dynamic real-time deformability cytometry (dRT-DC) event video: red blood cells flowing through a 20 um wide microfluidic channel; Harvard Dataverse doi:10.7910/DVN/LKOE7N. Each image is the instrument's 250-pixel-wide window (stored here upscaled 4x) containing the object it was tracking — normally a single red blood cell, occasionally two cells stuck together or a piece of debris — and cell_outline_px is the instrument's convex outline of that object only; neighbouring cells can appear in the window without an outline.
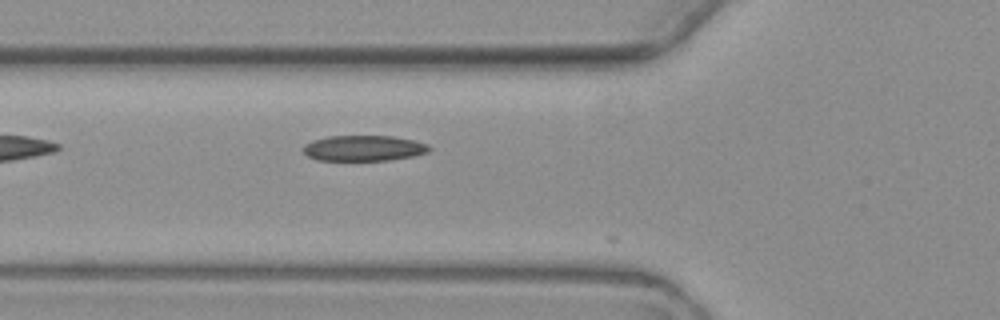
{"species": "common noctule bat (a hibernating species)", "species_latin": "Nyctalus noctula", "temperature_condition": "warm", "stored_images_in_passage": 3, "camera_frame_rate_fps": 3000, "um_per_image_px": 0.085, "animal": {"sex": "female", "body_mass_g": 19.3, "forearm_length_mm": 54.1}, "frame": {"image": 1, "passage_image": 3, "time_ms": 3.333, "image_size_px": [1000, 320], "cell_outline_px": [[432, 148], [428, 152], [416, 156], [388, 160], [316, 160], [308, 156], [304, 152], [304, 144], [312, 140], [328, 136], [392, 136], [412, 140], [428, 144]], "centroid_in_image_um": [30.93, 12.59], "position_along_channel_um": 94.9, "area_um2": 18.84}}